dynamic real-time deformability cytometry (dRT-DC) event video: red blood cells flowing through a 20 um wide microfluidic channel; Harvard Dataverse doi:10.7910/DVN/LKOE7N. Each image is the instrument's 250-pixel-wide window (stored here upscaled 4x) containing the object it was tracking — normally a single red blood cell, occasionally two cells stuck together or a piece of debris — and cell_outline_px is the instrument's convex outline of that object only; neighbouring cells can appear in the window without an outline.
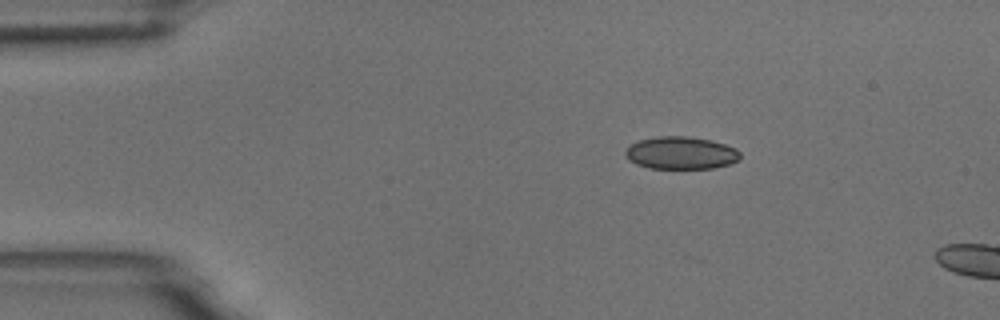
{"species": "common noctule bat (a hibernating species)", "species_latin": "Nyctalus noctula", "temperature_condition": "room temperature", "stored_images_in_passage": 3, "camera_frame_rate_fps": 3000, "um_per_image_px": 0.085, "animal": {"sex": "male", "body_mass_g": 18.8}, "frame": {"image": 1, "passage_image": 2, "time_ms": 1.0, "image_size_px": [1000, 320], "cell_outline_px": [[740, 160], [732, 164], [712, 168], [648, 168], [636, 164], [628, 160], [624, 152], [624, 148], [628, 144], [640, 140], [656, 136], [688, 136], [712, 140], [736, 148], [740, 152]], "centroid_in_image_um": [57.86, 12.99], "position_along_channel_um": 27.1, "area_um2": 22.14}}